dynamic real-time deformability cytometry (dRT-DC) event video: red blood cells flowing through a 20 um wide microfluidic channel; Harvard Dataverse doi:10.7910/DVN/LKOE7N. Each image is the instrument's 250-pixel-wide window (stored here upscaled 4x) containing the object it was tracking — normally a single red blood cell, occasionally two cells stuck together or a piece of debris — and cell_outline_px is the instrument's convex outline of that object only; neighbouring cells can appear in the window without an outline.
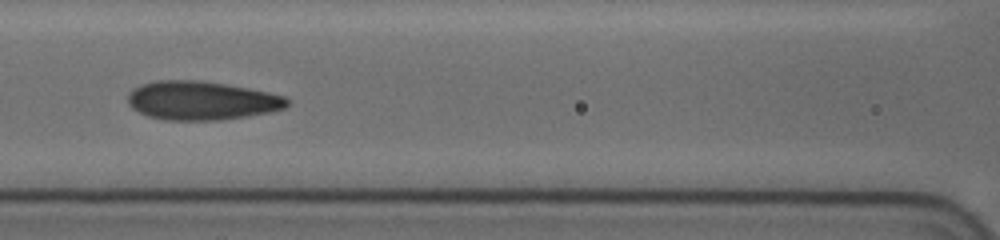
{"species": "human", "species_latin": "Homo sapiens", "temperature_condition": "cold", "stored_images_in_passage": 10, "camera_frame_rate_fps": 3000, "um_per_image_px": 0.085, "donor": {"sex": "female"}, "frame": {"image": 1, "passage_image": 9, "time_ms": 9.333, "image_size_px": [1000, 240], "cell_outline_px": [[288, 104], [284, 108], [268, 112], [248, 116], [220, 120], [168, 120], [148, 116], [132, 108], [128, 104], [128, 96], [132, 88], [140, 84], [156, 80], [196, 80], [224, 84], [248, 88], [268, 92], [284, 96], [288, 100]], "centroid_in_image_um": [17.09, 8.54], "position_along_channel_um": 149.5, "area_um2": 35.84}}
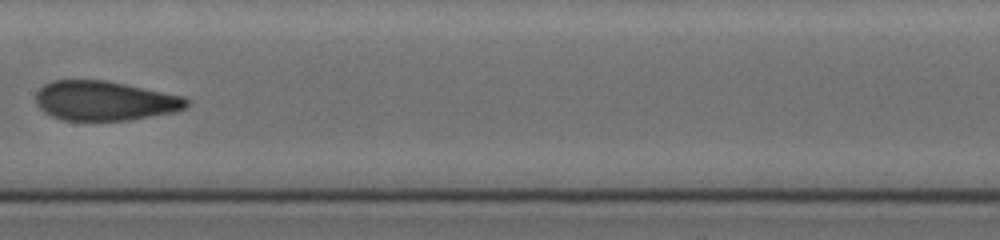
{"frame": {"image": 2, "passage_image": 10, "time_ms": 10.667, "image_size_px": [1000, 240], "cell_outline_px": [[188, 104], [184, 108], [176, 112], [128, 120], [64, 120], [52, 116], [44, 112], [36, 104], [36, 92], [44, 84], [52, 80], [104, 80], [184, 96], [188, 100]], "centroid_in_image_um": [8.88, 8.56], "position_along_channel_um": 198.5, "area_um2": 34.62}}